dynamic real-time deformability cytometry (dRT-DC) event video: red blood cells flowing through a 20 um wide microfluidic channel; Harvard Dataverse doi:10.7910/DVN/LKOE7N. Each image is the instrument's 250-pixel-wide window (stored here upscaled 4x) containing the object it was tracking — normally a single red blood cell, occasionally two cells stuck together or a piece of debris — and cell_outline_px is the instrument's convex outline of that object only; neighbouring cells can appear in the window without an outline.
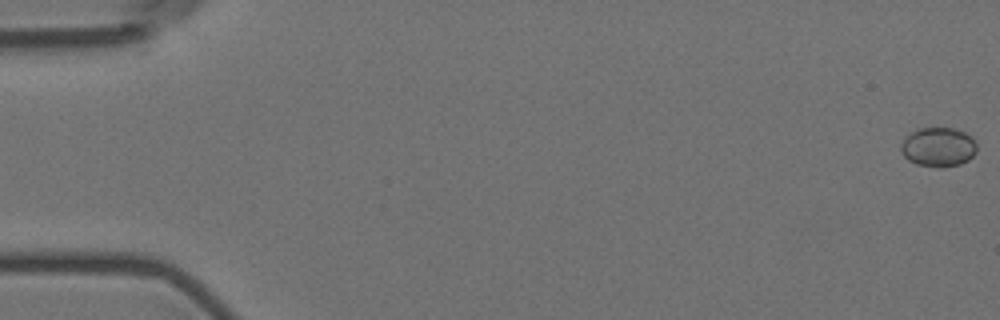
{"species": "Egyptian fruit bat (a non-hibernating species)", "species_latin": "Rousettus aegyptiacus", "temperature_condition": "room temperature", "stored_images_in_passage": 2, "camera_frame_rate_fps": 3000, "um_per_image_px": 0.085, "animal": {"sex": "female"}, "frame": {"image": 1, "passage_image": 2, "time_ms": 1.0, "image_size_px": [1000, 320], "cell_outline_px": [[976, 152], [968, 160], [960, 164], [944, 168], [916, 164], [908, 160], [904, 156], [900, 148], [900, 144], [916, 128], [952, 128], [964, 132], [972, 136], [976, 144]], "centroid_in_image_um": [79.76, 12.5], "position_along_channel_um": 5.2, "area_um2": 17.4}}